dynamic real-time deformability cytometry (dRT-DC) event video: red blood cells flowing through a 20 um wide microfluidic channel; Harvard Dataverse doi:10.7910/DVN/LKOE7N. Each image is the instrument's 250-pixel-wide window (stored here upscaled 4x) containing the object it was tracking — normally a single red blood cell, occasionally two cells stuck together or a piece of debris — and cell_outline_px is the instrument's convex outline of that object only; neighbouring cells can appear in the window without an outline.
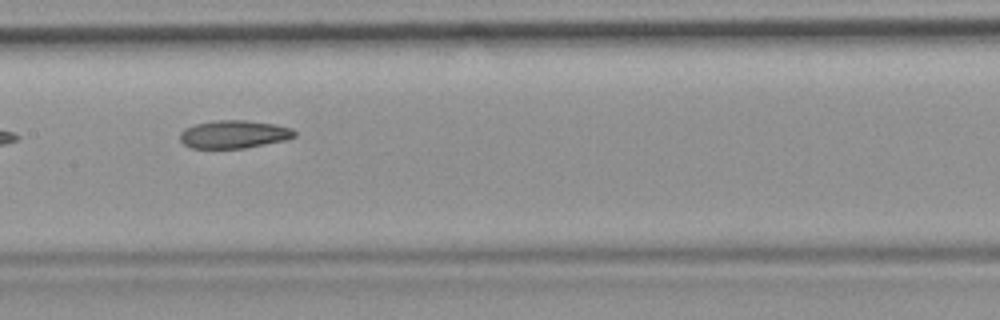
{"species": "common noctule bat (a hibernating species)", "species_latin": "Nyctalus noctula", "temperature_condition": "room temperature", "stored_images_in_passage": 37, "camera_frame_rate_fps": 3000, "um_per_image_px": 0.085, "animal": {"sex": "female", "body_mass_g": 19.9}, "frame": {"image": 1, "passage_image": 11, "time_ms": 3.333, "image_size_px": [1000, 320], "cell_outline_px": [[296, 136], [288, 140], [244, 148], [192, 148], [184, 144], [180, 140], [180, 132], [184, 128], [196, 124], [216, 120], [244, 120], [276, 124], [292, 128], [296, 132]], "centroid_in_image_um": [19.91, 11.41], "position_along_channel_um": 187.5, "area_um2": 18.79}, "authors_computed_cell_mechanics": {"area_um2": 19.3052, "velocity_mm_per_s": 3.8117, "shape_relaxation_time_tau1_ms": null, "shape_relaxation_time_tau2_ms": 2.944, "deformation_change_tau1": null, "deformation_change_tau2": 0.095}}